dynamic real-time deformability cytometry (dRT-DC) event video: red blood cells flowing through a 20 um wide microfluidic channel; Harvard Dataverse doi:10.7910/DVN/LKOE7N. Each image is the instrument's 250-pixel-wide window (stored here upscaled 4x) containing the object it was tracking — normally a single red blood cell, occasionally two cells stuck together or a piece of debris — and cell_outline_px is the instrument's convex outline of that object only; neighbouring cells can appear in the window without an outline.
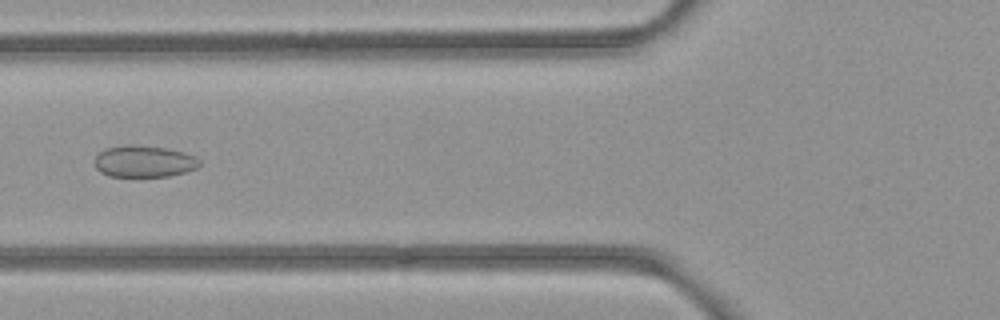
{"species": "common noctule bat (a hibernating species)", "species_latin": "Nyctalus noctula", "temperature_condition": "room temperature", "stored_images_in_passage": 49, "camera_frame_rate_fps": 3000, "um_per_image_px": 0.085, "animal": {"sex": "female", "body_mass_g": 21.9}, "frame": {"image": 1, "passage_image": 17, "time_ms": 5.333, "image_size_px": [1000, 320], "cell_outline_px": [[200, 164], [196, 168], [184, 172], [168, 176], [108, 176], [100, 172], [96, 168], [92, 160], [104, 148], [128, 144], [132, 144], [164, 148], [184, 152], [196, 156], [200, 160]], "centroid_in_image_um": [12.2, 13.71], "position_along_channel_um": 113.6, "area_um2": 19.48}}
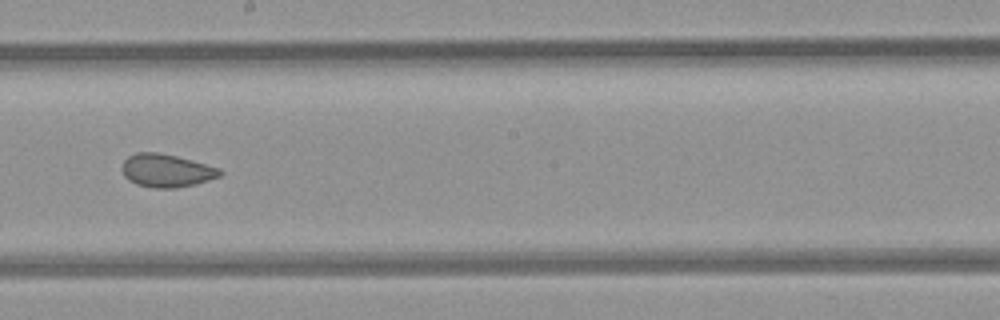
{"frame": {"image": 2, "passage_image": 26, "time_ms": 8.333, "image_size_px": [1000, 320], "cell_outline_px": [[224, 172], [220, 176], [196, 184], [176, 188], [156, 188], [136, 184], [128, 180], [124, 176], [120, 168], [124, 160], [128, 156], [136, 152], [156, 152], [176, 156], [220, 168]], "centroid_in_image_um": [14.12, 14.5], "position_along_channel_um": 234.1, "area_um2": 18.96}}
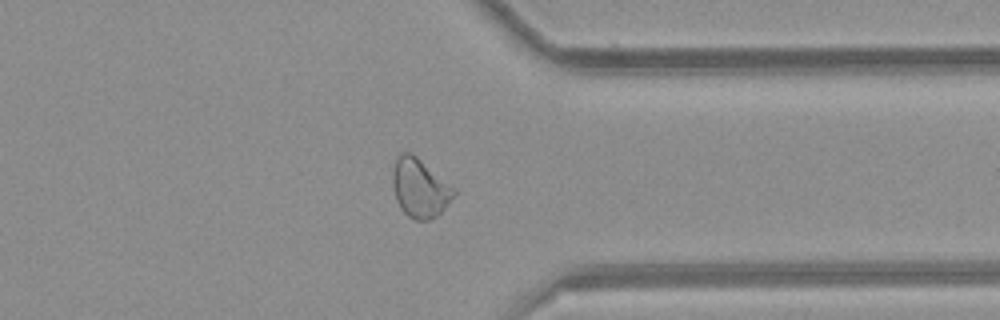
{"frame": {"image": 3, "passage_image": 37, "time_ms": 12.0, "image_size_px": [1000, 320], "cell_outline_px": [[456, 192], [448, 204], [436, 216], [428, 220], [416, 220], [408, 216], [400, 208], [396, 200], [392, 184], [392, 172], [396, 160], [400, 152], [412, 152], [456, 188]], "centroid_in_image_um": [35.68, 15.96], "position_along_channel_um": 375.7, "area_um2": 21.1}, "authors_computed_cell_mechanics": {"area_um2": 21.1548, "velocity_mm_per_s": 4.0042, "shape_relaxation_time_tau1_ms": null, "shape_relaxation_time_tau2_ms": 1.6663, "deformation_change_tau1": null, "deformation_change_tau2": 0.0661}}